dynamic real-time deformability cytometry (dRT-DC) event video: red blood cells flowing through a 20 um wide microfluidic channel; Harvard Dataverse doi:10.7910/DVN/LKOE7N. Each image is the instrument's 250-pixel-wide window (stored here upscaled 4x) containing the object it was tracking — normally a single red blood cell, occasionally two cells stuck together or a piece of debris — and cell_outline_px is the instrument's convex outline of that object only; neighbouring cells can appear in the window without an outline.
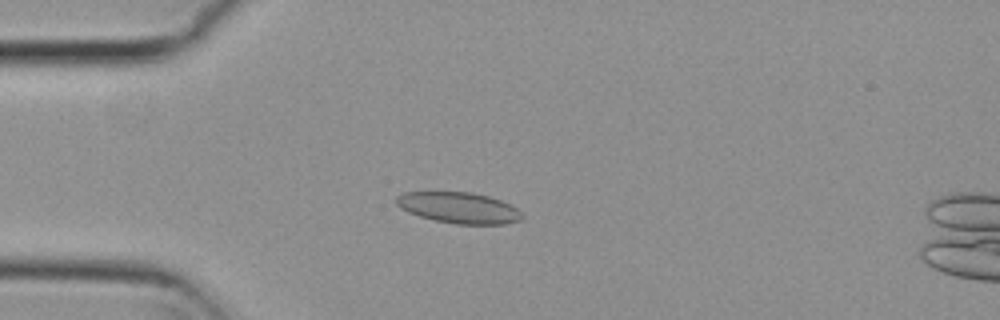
{"species": "common noctule bat (a hibernating species)", "species_latin": "Nyctalus noctula", "temperature_condition": "cold", "stored_images_in_passage": 47, "camera_frame_rate_fps": 3000, "um_per_image_px": 0.085, "animal": {"sex": "female", "body_mass_g": 29.2, "forearm_length_mm": 56.3}, "frame": {"image": 1, "passage_image": 7, "time_ms": 2.0, "image_size_px": [1000, 320], "cell_outline_px": [[524, 216], [520, 220], [504, 224], [456, 224], [436, 220], [420, 216], [408, 212], [400, 208], [396, 204], [396, 196], [404, 192], [472, 192], [488, 196], [512, 204]], "centroid_in_image_um": [39.0, 17.65], "position_along_channel_um": 46.0, "area_um2": 22.72}}
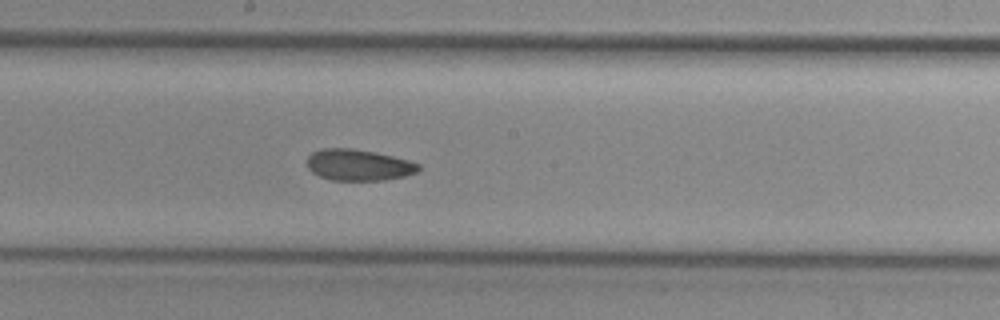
{"frame": {"image": 2, "passage_image": 22, "time_ms": 7.0, "image_size_px": [1000, 320], "cell_outline_px": [[420, 168], [416, 172], [404, 176], [384, 180], [332, 180], [320, 176], [312, 172], [308, 168], [308, 156], [312, 152], [320, 148], [352, 148], [376, 152], [408, 160], [420, 164]], "centroid_in_image_um": [30.46, 14.01], "position_along_channel_um": 217.7, "area_um2": 20.29}}
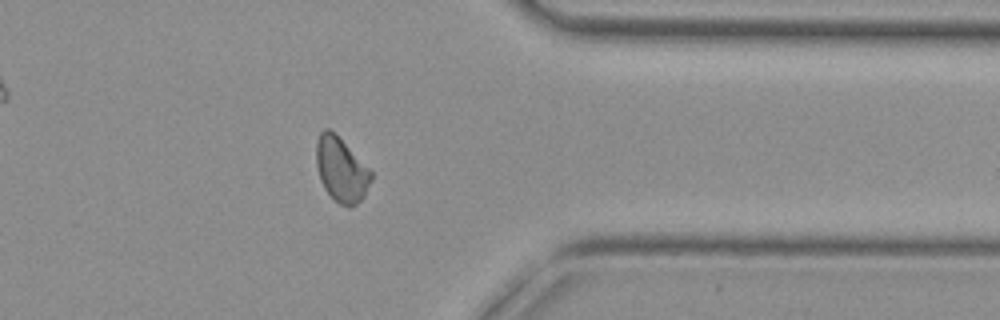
{"frame": {"image": 3, "passage_image": 36, "time_ms": 11.667, "image_size_px": [1000, 320], "cell_outline_px": [[372, 180], [364, 196], [356, 204], [348, 208], [332, 200], [324, 188], [320, 180], [316, 164], [316, 140], [320, 132], [324, 128], [328, 128], [372, 172]], "centroid_in_image_um": [28.97, 14.48], "position_along_channel_um": 382.4, "area_um2": 20.35}, "authors_computed_cell_mechanics": {"area_um2": 20.6924, "velocity_mm_per_s": 3.7843, "shape_relaxation_time_tau1_ms": null, "shape_relaxation_time_tau2_ms": 2.6946, "deformation_change_tau1": null, "deformation_change_tau2": 0.0797}}